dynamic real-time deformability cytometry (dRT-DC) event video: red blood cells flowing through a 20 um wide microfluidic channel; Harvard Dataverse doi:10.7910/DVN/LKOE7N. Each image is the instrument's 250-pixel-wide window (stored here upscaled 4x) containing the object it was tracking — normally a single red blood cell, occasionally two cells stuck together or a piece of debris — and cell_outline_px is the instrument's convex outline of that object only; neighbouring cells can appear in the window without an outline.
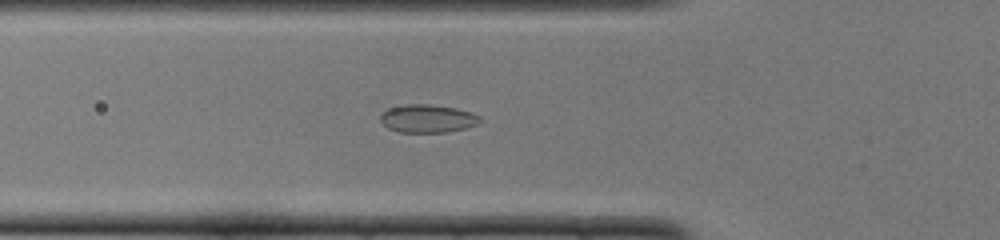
{"species": "common noctule bat (a hibernating species)", "species_latin": "Nyctalus noctula", "temperature_condition": "cold", "stored_images_in_passage": 35, "camera_frame_rate_fps": 3000, "um_per_image_px": 0.085, "animal": {"sex": "female", "body_mass_g": 22.0, "forearm_length_mm": 56.7}, "frame": {"image": 1, "passage_image": 2, "time_ms": 0.333, "image_size_px": [1000, 240], "cell_outline_px": [[480, 120], [476, 124], [468, 128], [448, 132], [396, 132], [388, 128], [380, 120], [380, 116], [388, 108], [404, 104], [428, 104], [456, 108], [472, 112], [480, 116]], "centroid_in_image_um": [36.35, 10.08], "position_along_channel_um": 89.5, "area_um2": 16.36}}
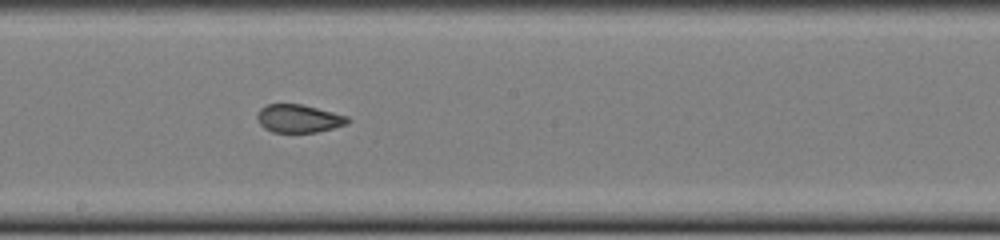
{"frame": {"image": 2, "passage_image": 12, "time_ms": 3.667, "image_size_px": [1000, 240], "cell_outline_px": [[348, 124], [316, 132], [272, 132], [264, 128], [260, 124], [256, 116], [260, 108], [268, 104], [300, 104], [348, 116]], "centroid_in_image_um": [25.36, 10.08], "position_along_channel_um": 222.8, "area_um2": 14.62}}
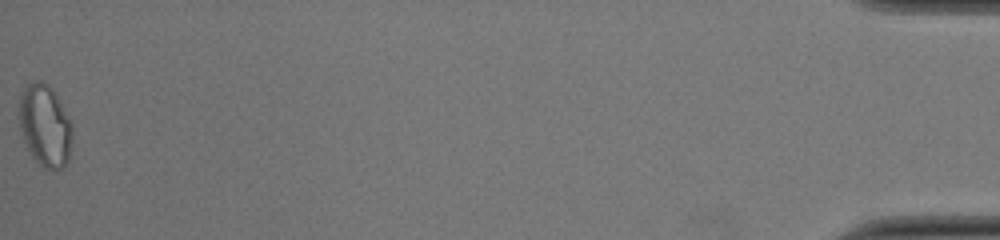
{"frame": {"image": 3, "passage_image": 35, "time_ms": 11.333, "image_size_px": [1000, 240], "cell_outline_px": [[72, 140], [68, 160], [56, 172], [52, 172], [44, 168], [32, 156], [24, 140], [16, 116], [16, 108], [20, 92], [24, 84], [36, 80], [40, 80], [48, 84], [56, 92], [72, 124]], "centroid_in_image_um": [3.78, 10.62], "position_along_channel_um": 431.4, "area_um2": 26.36}}